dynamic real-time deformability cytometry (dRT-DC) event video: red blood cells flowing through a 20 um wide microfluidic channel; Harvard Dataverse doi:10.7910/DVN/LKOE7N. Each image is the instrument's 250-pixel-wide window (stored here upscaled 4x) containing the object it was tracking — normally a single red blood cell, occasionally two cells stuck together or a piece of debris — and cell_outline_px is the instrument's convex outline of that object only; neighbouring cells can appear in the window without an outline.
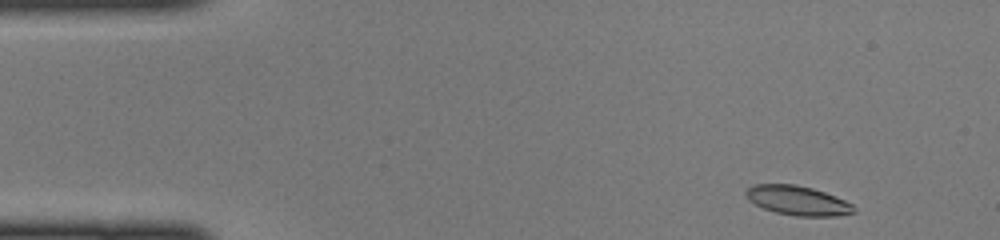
{"species": "common noctule bat (a hibernating species)", "species_latin": "Nyctalus noctula", "temperature_condition": "cold", "stored_images_in_passage": 43, "camera_frame_rate_fps": 3000, "um_per_image_px": 0.085, "animal": {"sex": "female", "body_mass_g": 22.0, "forearm_length_mm": 56.7}, "frame": {"image": 1, "passage_image": 1, "time_ms": 0.0, "image_size_px": [1000, 240], "cell_outline_px": [[856, 212], [836, 216], [796, 216], [776, 212], [764, 208], [748, 200], [744, 192], [752, 184], [796, 184], [812, 188], [824, 192], [844, 200], [852, 204], [856, 208]], "centroid_in_image_um": [67.8, 17.04], "position_along_channel_um": 17.2, "area_um2": 18.44}}
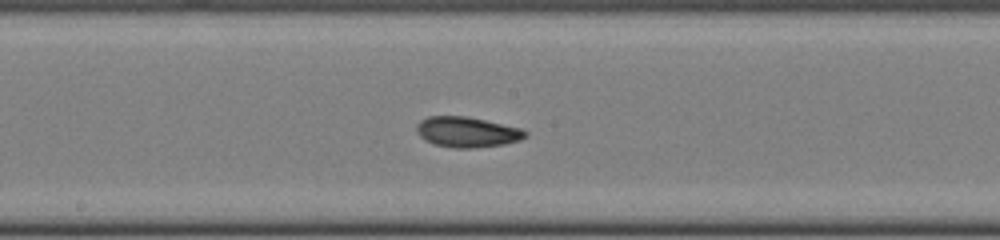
{"frame": {"image": 2, "passage_image": 21, "time_ms": 6.667, "image_size_px": [1000, 240], "cell_outline_px": [[528, 136], [520, 140], [504, 144], [472, 148], [452, 148], [432, 144], [424, 140], [416, 132], [416, 124], [420, 120], [428, 116], [468, 116], [520, 128], [528, 132]], "centroid_in_image_um": [39.67, 11.22], "position_along_channel_um": 208.5, "area_um2": 19.48}}
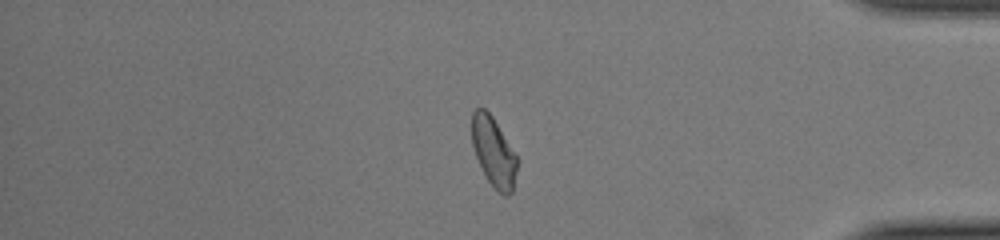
{"frame": {"image": 3, "passage_image": 36, "time_ms": 11.667, "image_size_px": [1000, 240], "cell_outline_px": [[516, 172], [512, 192], [508, 196], [504, 196], [488, 180], [476, 156], [472, 144], [472, 112], [476, 108], [484, 108], [492, 116], [516, 156]], "centroid_in_image_um": [41.94, 12.9], "position_along_channel_um": 393.3, "area_um2": 17.69}}